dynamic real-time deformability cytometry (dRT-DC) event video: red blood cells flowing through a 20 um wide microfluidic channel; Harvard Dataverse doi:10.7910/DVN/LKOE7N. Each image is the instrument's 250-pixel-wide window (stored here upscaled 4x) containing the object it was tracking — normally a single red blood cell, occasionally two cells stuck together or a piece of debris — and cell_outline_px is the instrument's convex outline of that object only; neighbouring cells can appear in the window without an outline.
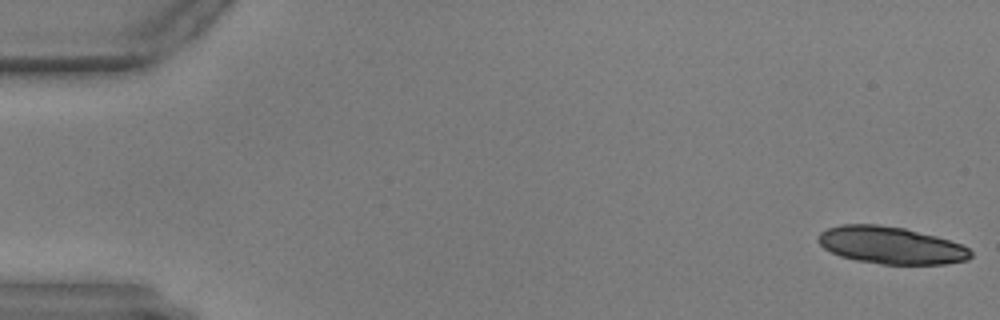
{"species": "common noctule bat (a hibernating species)", "species_latin": "Nyctalus noctula", "temperature_condition": "warm", "stored_images_in_passage": 58, "camera_frame_rate_fps": 3000, "um_per_image_px": 0.085, "animal": {"sex": "male", "body_mass_g": 17.9, "forearm_length_mm": 54.2}, "frame": {"image": 1, "passage_image": 1, "time_ms": 0.0, "image_size_px": [1000, 320], "cell_outline_px": [[972, 256], [968, 260], [944, 264], [880, 264], [856, 260], [840, 256], [824, 248], [816, 240], [816, 236], [820, 232], [828, 228], [840, 224], [880, 224], [904, 228], [936, 236], [960, 244], [968, 248], [972, 252]], "centroid_in_image_um": [75.69, 20.84], "position_along_channel_um": 9.3, "area_um2": 33.18}}
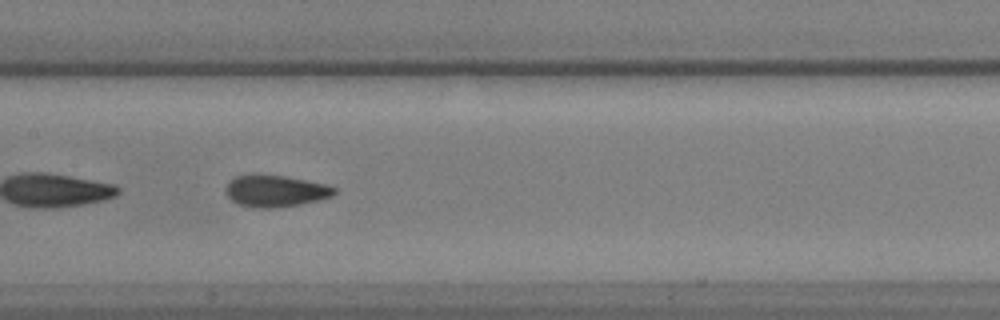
{"frame": {"image": 2, "passage_image": 29, "time_ms": 9.333, "image_size_px": [1000, 320], "cell_outline_px": [[336, 192], [332, 196], [316, 200], [296, 204], [272, 208], [252, 208], [236, 204], [224, 192], [224, 188], [228, 180], [236, 176], [252, 172], [284, 176], [328, 184], [336, 188]], "centroid_in_image_um": [23.32, 16.2], "position_along_channel_um": 184.1, "area_um2": 20.52}}
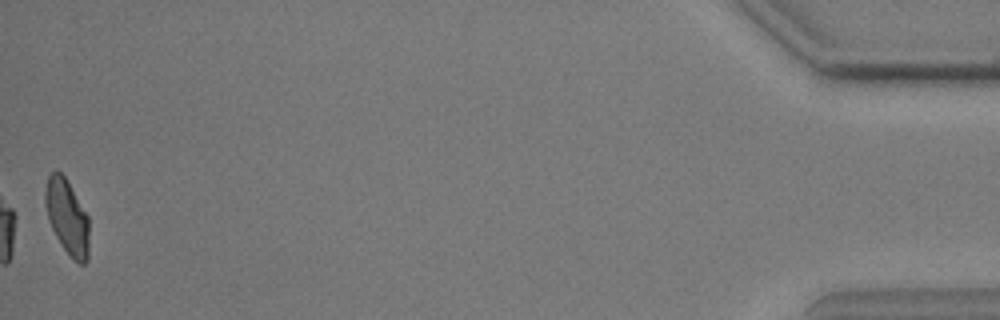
{"frame": {"image": 3, "passage_image": 58, "time_ms": 19.0, "image_size_px": [1000, 320], "cell_outline_px": [[88, 260], [84, 264], [80, 264], [72, 260], [60, 244], [48, 220], [44, 204], [44, 192], [48, 176], [52, 172], [60, 172], [64, 176], [88, 216]], "centroid_in_image_um": [5.69, 18.48], "position_along_channel_um": 429.5, "area_um2": 19.13}}